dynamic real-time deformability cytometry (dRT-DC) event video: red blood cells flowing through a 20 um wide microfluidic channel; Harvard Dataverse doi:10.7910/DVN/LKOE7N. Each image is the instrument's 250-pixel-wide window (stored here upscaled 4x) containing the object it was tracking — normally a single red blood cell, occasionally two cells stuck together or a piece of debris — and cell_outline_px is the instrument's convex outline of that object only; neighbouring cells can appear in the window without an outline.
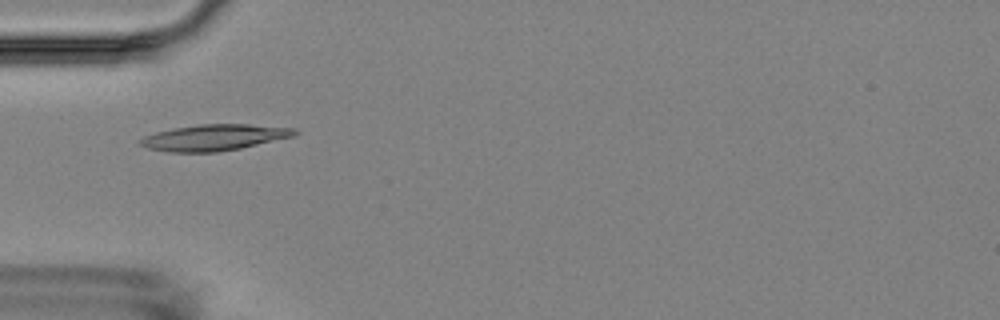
{"species": "Egyptian fruit bat (a non-hibernating species)", "species_latin": "Rousettus aegyptiacus", "temperature_condition": "room temperature", "stored_images_in_passage": 8, "camera_frame_rate_fps": 3000, "um_per_image_px": 0.085, "animal": {"sex": "female"}, "frame": {"image": 1, "passage_image": 4, "time_ms": 4.333, "image_size_px": [1000, 320], "cell_outline_px": [[300, 132], [296, 136], [240, 148], [216, 152], [168, 152], [148, 148], [136, 144], [136, 140], [144, 136], [156, 132], [176, 128], [200, 124], [248, 124], [296, 128]], "centroid_in_image_um": [18.21, 11.69], "position_along_channel_um": 66.8, "area_um2": 23.7}}
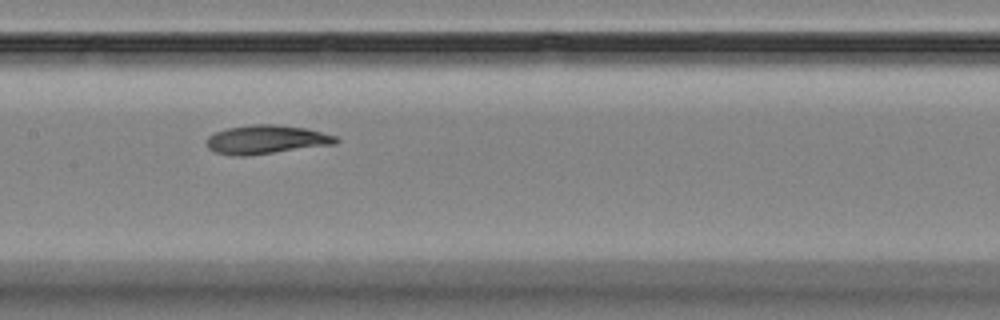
{"frame": {"image": 2, "passage_image": 7, "time_ms": 7.667, "image_size_px": [1000, 320], "cell_outline_px": [[340, 140], [336, 144], [244, 156], [232, 156], [216, 152], [208, 148], [208, 136], [216, 132], [228, 128], [252, 124], [276, 124], [304, 128], [336, 136]], "centroid_in_image_um": [22.64, 11.86], "position_along_channel_um": 184.8, "area_um2": 21.44}}
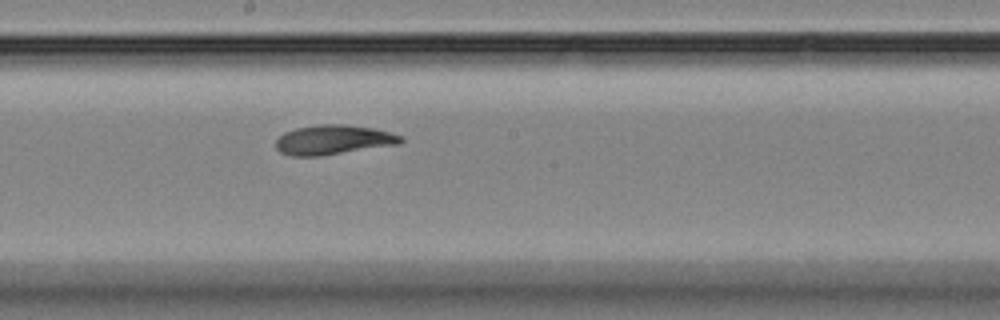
{"frame": {"image": 3, "passage_image": 8, "time_ms": 8.667, "image_size_px": [1000, 320], "cell_outline_px": [[404, 140], [400, 144], [320, 156], [292, 156], [280, 152], [276, 148], [276, 140], [284, 132], [296, 128], [320, 124], [344, 124], [376, 128], [404, 136]], "centroid_in_image_um": [28.37, 11.88], "position_along_channel_um": 219.8, "area_um2": 21.73}}